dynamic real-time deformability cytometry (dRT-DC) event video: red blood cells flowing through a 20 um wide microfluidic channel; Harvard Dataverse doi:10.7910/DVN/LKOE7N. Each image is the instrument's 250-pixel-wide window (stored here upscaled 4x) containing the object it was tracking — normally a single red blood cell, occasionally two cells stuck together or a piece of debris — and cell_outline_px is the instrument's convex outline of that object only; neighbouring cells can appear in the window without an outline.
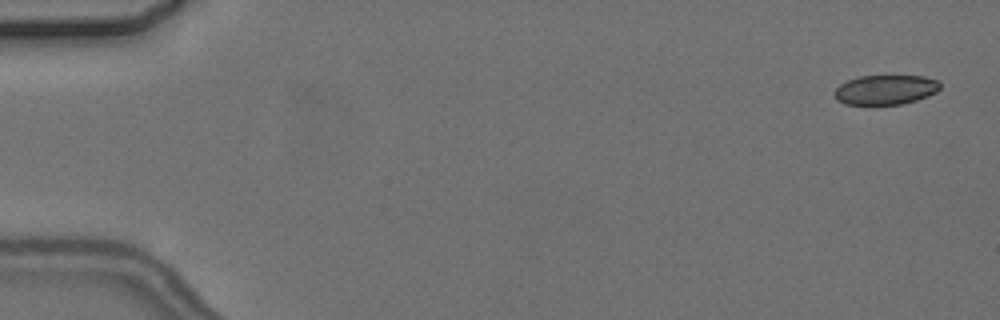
{"species": "common noctule bat (a hibernating species)", "species_latin": "Nyctalus noctula", "temperature_condition": "cold", "stored_images_in_passage": 5, "camera_frame_rate_fps": 3000, "um_per_image_px": 0.085, "animal": {"sex": "female", "body_mass_g": 24.6, "forearm_length_mm": 56.2}, "frame": {"image": 1, "passage_image": 1, "time_ms": 0.0, "image_size_px": [1000, 320], "cell_outline_px": [[940, 88], [936, 92], [916, 100], [900, 104], [844, 104], [836, 100], [832, 92], [840, 84], [848, 80], [860, 76], [924, 76], [940, 80]], "centroid_in_image_um": [75.25, 7.62], "position_along_channel_um": 9.8, "area_um2": 18.26}}
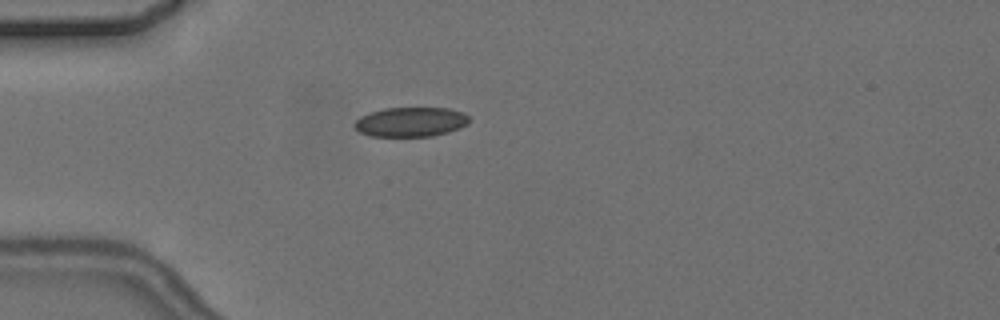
{"frame": {"image": 2, "passage_image": 5, "time_ms": 4.667, "image_size_px": [1000, 320], "cell_outline_px": [[468, 124], [460, 128], [448, 132], [432, 136], [368, 136], [360, 132], [352, 124], [360, 116], [384, 108], [448, 108], [464, 112], [468, 116]], "centroid_in_image_um": [34.91, 10.36], "position_along_channel_um": 50.1, "area_um2": 19.77}}